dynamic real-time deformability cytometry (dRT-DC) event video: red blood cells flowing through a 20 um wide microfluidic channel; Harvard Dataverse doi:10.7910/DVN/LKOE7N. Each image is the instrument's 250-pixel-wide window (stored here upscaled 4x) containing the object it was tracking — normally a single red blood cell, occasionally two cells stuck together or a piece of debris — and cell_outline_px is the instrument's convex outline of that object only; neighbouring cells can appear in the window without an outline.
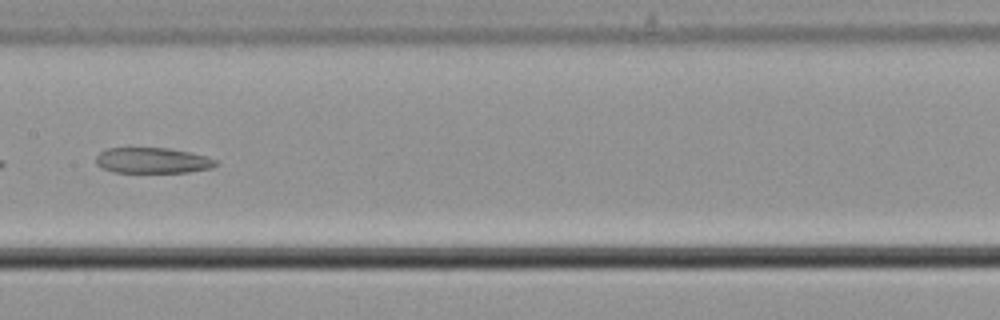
{"species": "common noctule bat (a hibernating species)", "species_latin": "Nyctalus noctula", "temperature_condition": "cold", "stored_images_in_passage": 6, "camera_frame_rate_fps": 3000, "um_per_image_px": 0.085, "animal": {"sex": "male", "body_mass_g": 21.5, "forearm_length_mm": 52.0}, "frame": {"image": 1, "passage_image": 6, "time_ms": 1.667, "image_size_px": [1000, 320], "cell_outline_px": [[220, 164], [212, 168], [188, 172], [112, 172], [100, 168], [96, 164], [96, 156], [100, 152], [108, 148], [168, 148], [192, 152], [216, 160]], "centroid_in_image_um": [12.96, 13.64], "position_along_channel_um": 194.4, "area_um2": 18.03}}